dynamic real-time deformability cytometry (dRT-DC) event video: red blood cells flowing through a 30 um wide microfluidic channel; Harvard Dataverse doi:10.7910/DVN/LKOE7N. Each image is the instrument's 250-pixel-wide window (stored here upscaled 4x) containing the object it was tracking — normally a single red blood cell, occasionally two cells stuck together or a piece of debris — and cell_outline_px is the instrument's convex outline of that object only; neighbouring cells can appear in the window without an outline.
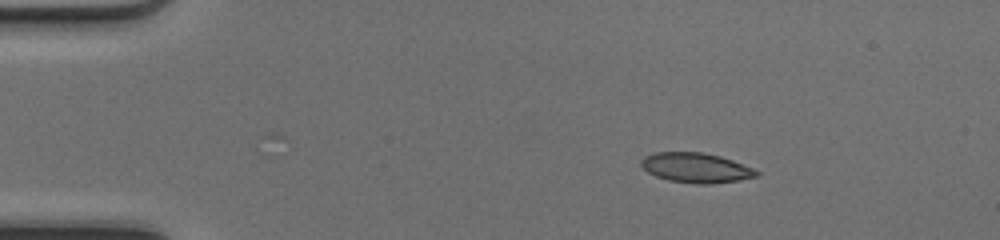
{"species": "common noctule bat (a hibernating species)", "species_latin": "Nyctalus noctula", "temperature_condition": "cold", "stored_images_in_passage": 42, "camera_frame_rate_fps": 3000, "um_per_image_px": 0.085, "animal": {"sex": "female", "body_mass_g": 17.0, "forearm_length_mm": 48.0}, "frame": {"image": 1, "passage_image": 1, "time_ms": 0.0, "image_size_px": [1000, 240], "cell_outline_px": [[760, 176], [712, 184], [696, 184], [668, 180], [656, 176], [648, 172], [640, 164], [640, 160], [644, 156], [656, 152], [704, 152], [720, 156], [732, 160], [752, 168], [760, 172]], "centroid_in_image_um": [59.15, 14.26], "position_along_channel_um": 25.9, "area_um2": 20.06}}
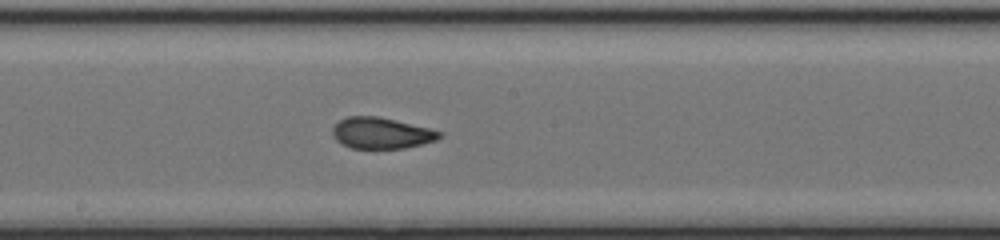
{"frame": {"image": 2, "passage_image": 20, "time_ms": 6.333, "image_size_px": [1000, 240], "cell_outline_px": [[444, 136], [436, 140], [404, 148], [352, 148], [336, 140], [332, 136], [332, 128], [340, 120], [348, 116], [380, 116], [444, 132]], "centroid_in_image_um": [32.43, 11.3], "position_along_channel_um": 215.8, "area_um2": 19.36}}
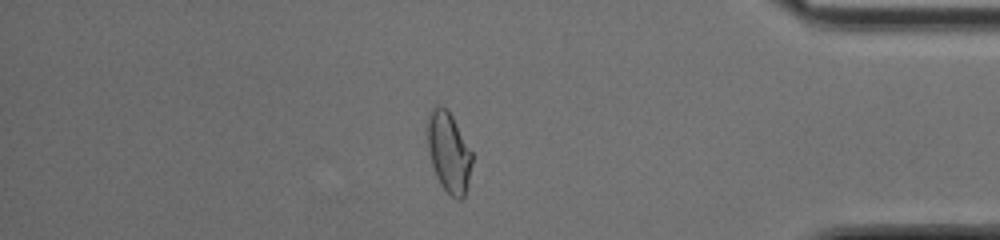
{"frame": {"image": 3, "passage_image": 35, "time_ms": 11.333, "image_size_px": [1000, 240], "cell_outline_px": [[472, 164], [468, 184], [464, 196], [460, 200], [456, 200], [440, 184], [436, 176], [428, 152], [428, 112], [436, 104], [440, 104], [448, 108], [472, 152]], "centroid_in_image_um": [38.14, 12.91], "position_along_channel_um": 397.1, "area_um2": 20.98}, "authors_computed_cell_mechanics": {"area_um2": 20.0277, "velocity_mm_per_s": 4.2323, "shape_relaxation_time_tau1_ms": 8.0152, "shape_relaxation_time_tau2_ms": 1.1136, "deformation_change_tau1": 0.2079, "deformation_change_tau2": 0.0745}}